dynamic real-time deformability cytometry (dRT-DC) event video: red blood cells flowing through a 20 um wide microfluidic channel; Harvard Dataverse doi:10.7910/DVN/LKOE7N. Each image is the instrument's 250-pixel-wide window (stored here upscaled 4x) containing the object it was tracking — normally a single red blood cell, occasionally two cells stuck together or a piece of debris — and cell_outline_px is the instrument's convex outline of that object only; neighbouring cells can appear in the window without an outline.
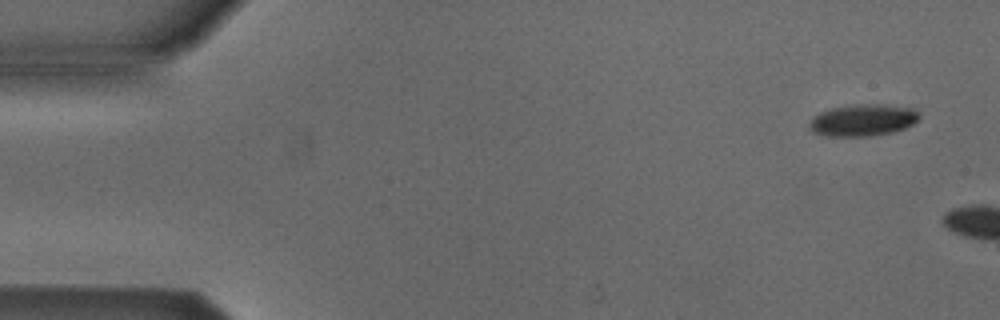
{"species": "Egyptian fruit bat (a non-hibernating species)", "species_latin": "Rousettus aegyptiacus", "temperature_condition": "cold", "stored_images_in_passage": 3, "camera_frame_rate_fps": 3000, "um_per_image_px": 0.085, "animal": {"sex": "male"}, "frame": {"image": 1, "passage_image": 1, "time_ms": 0.0, "image_size_px": [1000, 320], "cell_outline_px": [[920, 116], [912, 124], [904, 128], [892, 132], [872, 136], [828, 136], [812, 132], [808, 128], [808, 124], [820, 112], [832, 108], [868, 104], [884, 104], [916, 108]], "centroid_in_image_um": [73.37, 10.22], "position_along_channel_um": 11.6, "area_um2": 20.23}}